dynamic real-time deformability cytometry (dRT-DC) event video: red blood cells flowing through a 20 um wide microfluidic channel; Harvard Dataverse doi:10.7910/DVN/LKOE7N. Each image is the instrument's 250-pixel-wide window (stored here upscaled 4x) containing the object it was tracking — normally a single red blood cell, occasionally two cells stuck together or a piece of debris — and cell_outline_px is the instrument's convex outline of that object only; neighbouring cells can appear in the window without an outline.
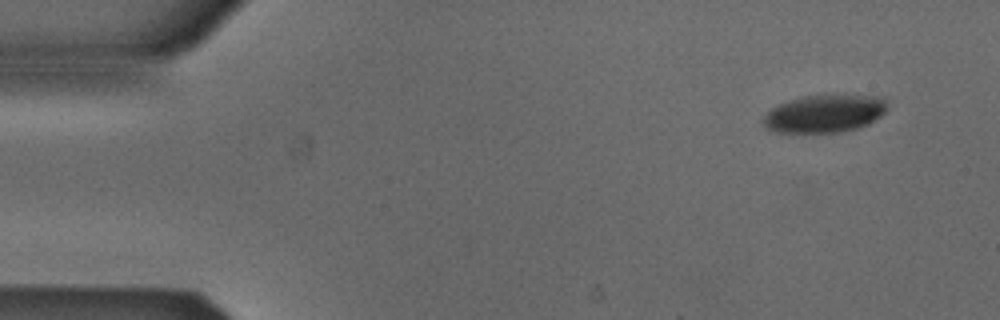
{"species": "Egyptian fruit bat (a non-hibernating species)", "species_latin": "Rousettus aegyptiacus", "temperature_condition": "cold", "stored_images_in_passage": 4, "camera_frame_rate_fps": 3000, "um_per_image_px": 0.085, "animal": {"sex": "male"}, "frame": {"image": 1, "passage_image": 1, "time_ms": 0.0, "image_size_px": [1000, 320], "cell_outline_px": [[888, 108], [880, 116], [868, 124], [856, 128], [840, 132], [776, 132], [764, 128], [760, 120], [772, 108], [780, 104], [804, 96], [884, 96], [888, 100]], "centroid_in_image_um": [70.09, 9.67], "position_along_channel_um": 14.9, "area_um2": 27.05}}
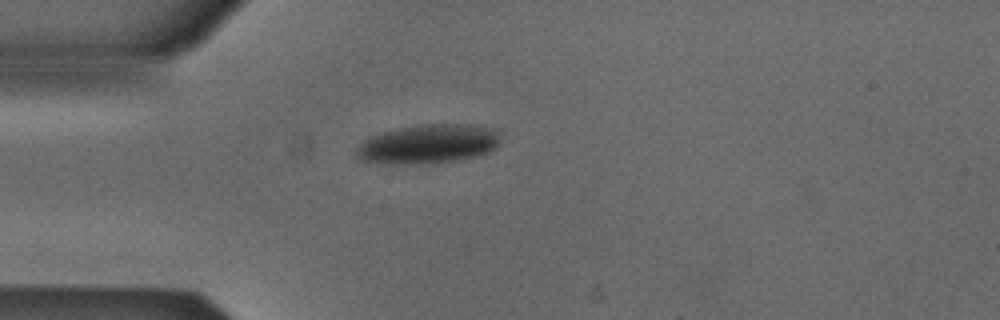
{"frame": {"image": 2, "passage_image": 4, "time_ms": 1.0, "image_size_px": [1000, 320], "cell_outline_px": [[500, 144], [496, 148], [488, 152], [476, 156], [432, 164], [388, 164], [360, 160], [356, 152], [356, 148], [364, 140], [372, 136], [384, 132], [400, 128], [428, 124], [472, 124], [500, 128]], "centroid_in_image_um": [36.49, 12.24], "position_along_channel_um": 48.5, "area_um2": 33.18}}